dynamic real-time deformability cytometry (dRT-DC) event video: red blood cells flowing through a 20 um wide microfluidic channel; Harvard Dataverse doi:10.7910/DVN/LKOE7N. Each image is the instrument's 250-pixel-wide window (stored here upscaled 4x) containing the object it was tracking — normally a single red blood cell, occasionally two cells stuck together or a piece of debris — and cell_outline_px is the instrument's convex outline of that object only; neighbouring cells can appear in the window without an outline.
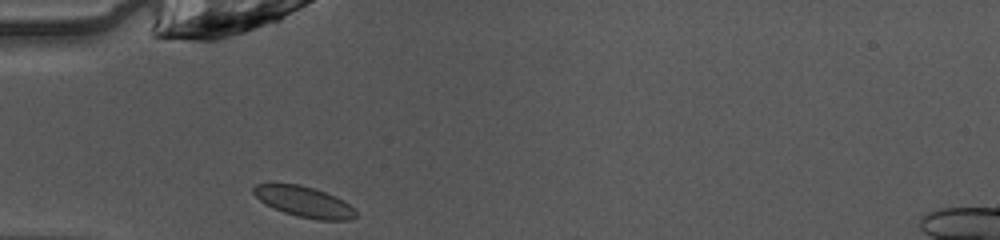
{"species": "common noctule bat (a hibernating species)", "species_latin": "Nyctalus noctula", "temperature_condition": "warm", "stored_images_in_passage": 31, "camera_frame_rate_fps": 3000, "um_per_image_px": 0.085, "animal": {"sex": "female", "body_mass_g": 10.0, "forearm_length_mm": 53.1}, "frame": {"image": 1, "passage_image": 1, "time_ms": 0.0, "image_size_px": [1000, 240], "cell_outline_px": [[356, 216], [348, 220], [320, 220], [296, 216], [284, 212], [260, 200], [252, 192], [252, 188], [256, 184], [300, 184], [324, 192], [344, 200], [356, 208]], "centroid_in_image_um": [25.89, 17.15], "position_along_channel_um": 59.1, "area_um2": 18.03}}
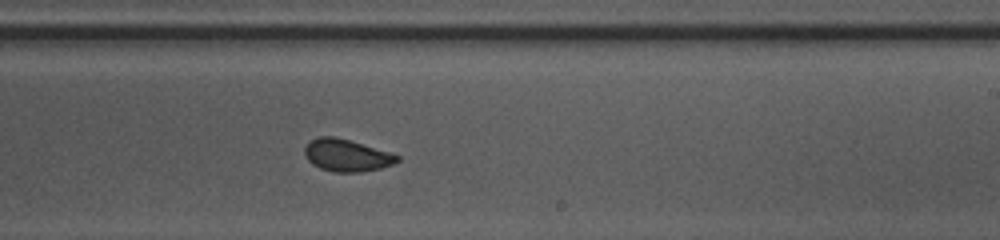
{"frame": {"image": 2, "passage_image": 16, "time_ms": 5.0, "image_size_px": [1000, 240], "cell_outline_px": [[400, 160], [392, 164], [380, 168], [360, 172], [332, 172], [320, 168], [312, 164], [308, 160], [304, 152], [304, 148], [308, 140], [320, 136], [336, 136], [388, 152], [400, 156]], "centroid_in_image_um": [29.41, 13.2], "position_along_channel_um": 259.6, "area_um2": 17.34}}
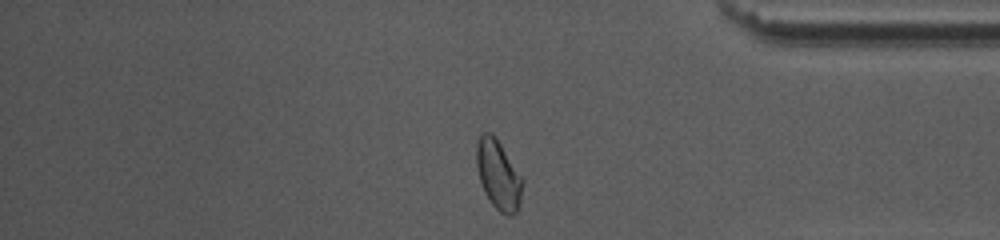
{"frame": {"image": 3, "passage_image": 27, "time_ms": 8.667, "image_size_px": [1000, 240], "cell_outline_px": [[524, 180], [520, 200], [516, 212], [512, 216], [508, 216], [500, 212], [492, 204], [484, 192], [480, 180], [476, 164], [476, 144], [480, 132], [492, 132], [496, 136]], "centroid_in_image_um": [42.35, 14.82], "position_along_channel_um": 392.9, "area_um2": 18.79}, "authors_computed_cell_mechanics": {"area_um2": 17.629, "velocity_mm_per_s": 4.0915, "shape_relaxation_time_tau1_ms": 3.4199, "shape_relaxation_time_tau2_ms": null, "deformation_change_tau1": 0.0965, "deformation_change_tau2": null}}